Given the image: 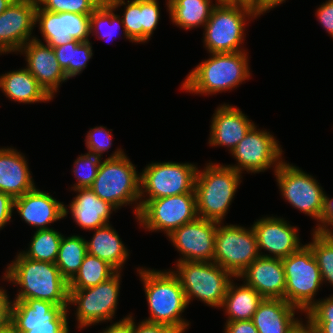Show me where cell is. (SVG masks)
I'll return each mask as SVG.
<instances>
[{
  "label": "cell",
  "instance_id": "5",
  "mask_svg": "<svg viewBox=\"0 0 333 333\" xmlns=\"http://www.w3.org/2000/svg\"><path fill=\"white\" fill-rule=\"evenodd\" d=\"M242 179L241 173L223 163L209 160L199 166L194 189L198 217L224 222Z\"/></svg>",
  "mask_w": 333,
  "mask_h": 333
},
{
  "label": "cell",
  "instance_id": "46",
  "mask_svg": "<svg viewBox=\"0 0 333 333\" xmlns=\"http://www.w3.org/2000/svg\"><path fill=\"white\" fill-rule=\"evenodd\" d=\"M5 287L0 286V330L10 325L12 299Z\"/></svg>",
  "mask_w": 333,
  "mask_h": 333
},
{
  "label": "cell",
  "instance_id": "11",
  "mask_svg": "<svg viewBox=\"0 0 333 333\" xmlns=\"http://www.w3.org/2000/svg\"><path fill=\"white\" fill-rule=\"evenodd\" d=\"M278 189L282 198L293 208L299 210L312 219L318 225L324 209L325 190L312 175L295 164L281 162L274 172Z\"/></svg>",
  "mask_w": 333,
  "mask_h": 333
},
{
  "label": "cell",
  "instance_id": "4",
  "mask_svg": "<svg viewBox=\"0 0 333 333\" xmlns=\"http://www.w3.org/2000/svg\"><path fill=\"white\" fill-rule=\"evenodd\" d=\"M140 172L121 147L102 159L90 188L117 210L131 206L135 219L140 211Z\"/></svg>",
  "mask_w": 333,
  "mask_h": 333
},
{
  "label": "cell",
  "instance_id": "35",
  "mask_svg": "<svg viewBox=\"0 0 333 333\" xmlns=\"http://www.w3.org/2000/svg\"><path fill=\"white\" fill-rule=\"evenodd\" d=\"M117 270L107 261L87 254L76 273L68 282L69 289L94 287L112 277Z\"/></svg>",
  "mask_w": 333,
  "mask_h": 333
},
{
  "label": "cell",
  "instance_id": "54",
  "mask_svg": "<svg viewBox=\"0 0 333 333\" xmlns=\"http://www.w3.org/2000/svg\"><path fill=\"white\" fill-rule=\"evenodd\" d=\"M0 333H16V332L11 325H8L4 329H1Z\"/></svg>",
  "mask_w": 333,
  "mask_h": 333
},
{
  "label": "cell",
  "instance_id": "12",
  "mask_svg": "<svg viewBox=\"0 0 333 333\" xmlns=\"http://www.w3.org/2000/svg\"><path fill=\"white\" fill-rule=\"evenodd\" d=\"M276 138L269 129H260L254 124L231 152L235 164L226 165L241 174H259L268 169L274 173L284 160L283 146Z\"/></svg>",
  "mask_w": 333,
  "mask_h": 333
},
{
  "label": "cell",
  "instance_id": "23",
  "mask_svg": "<svg viewBox=\"0 0 333 333\" xmlns=\"http://www.w3.org/2000/svg\"><path fill=\"white\" fill-rule=\"evenodd\" d=\"M64 202L57 200L48 191L37 186L21 197L14 199V212L35 230L50 229L51 223L66 219ZM50 225V226H49Z\"/></svg>",
  "mask_w": 333,
  "mask_h": 333
},
{
  "label": "cell",
  "instance_id": "17",
  "mask_svg": "<svg viewBox=\"0 0 333 333\" xmlns=\"http://www.w3.org/2000/svg\"><path fill=\"white\" fill-rule=\"evenodd\" d=\"M251 226L256 234L259 255L262 257L282 259L304 245L299 236V227L291 225L281 216L262 215L254 220Z\"/></svg>",
  "mask_w": 333,
  "mask_h": 333
},
{
  "label": "cell",
  "instance_id": "27",
  "mask_svg": "<svg viewBox=\"0 0 333 333\" xmlns=\"http://www.w3.org/2000/svg\"><path fill=\"white\" fill-rule=\"evenodd\" d=\"M28 159L20 150L10 147H0V191L13 199L32 191L36 184Z\"/></svg>",
  "mask_w": 333,
  "mask_h": 333
},
{
  "label": "cell",
  "instance_id": "40",
  "mask_svg": "<svg viewBox=\"0 0 333 333\" xmlns=\"http://www.w3.org/2000/svg\"><path fill=\"white\" fill-rule=\"evenodd\" d=\"M111 131L113 129H107L103 125L90 128L84 140L87 152L93 153L103 159V154L105 152L108 153L113 144Z\"/></svg>",
  "mask_w": 333,
  "mask_h": 333
},
{
  "label": "cell",
  "instance_id": "44",
  "mask_svg": "<svg viewBox=\"0 0 333 333\" xmlns=\"http://www.w3.org/2000/svg\"><path fill=\"white\" fill-rule=\"evenodd\" d=\"M14 199L4 192L0 191V230H4L7 224L13 222Z\"/></svg>",
  "mask_w": 333,
  "mask_h": 333
},
{
  "label": "cell",
  "instance_id": "45",
  "mask_svg": "<svg viewBox=\"0 0 333 333\" xmlns=\"http://www.w3.org/2000/svg\"><path fill=\"white\" fill-rule=\"evenodd\" d=\"M133 313H128L123 316L119 321H110V325L103 328L102 332L98 333H134V316Z\"/></svg>",
  "mask_w": 333,
  "mask_h": 333
},
{
  "label": "cell",
  "instance_id": "2",
  "mask_svg": "<svg viewBox=\"0 0 333 333\" xmlns=\"http://www.w3.org/2000/svg\"><path fill=\"white\" fill-rule=\"evenodd\" d=\"M145 298L149 323L168 325L179 333H186L191 322L184 318L189 305L178 277L171 269H151L146 266L136 268ZM183 315V316H182Z\"/></svg>",
  "mask_w": 333,
  "mask_h": 333
},
{
  "label": "cell",
  "instance_id": "13",
  "mask_svg": "<svg viewBox=\"0 0 333 333\" xmlns=\"http://www.w3.org/2000/svg\"><path fill=\"white\" fill-rule=\"evenodd\" d=\"M225 224L217 225L213 262L238 277L260 256L256 234L252 226Z\"/></svg>",
  "mask_w": 333,
  "mask_h": 333
},
{
  "label": "cell",
  "instance_id": "9",
  "mask_svg": "<svg viewBox=\"0 0 333 333\" xmlns=\"http://www.w3.org/2000/svg\"><path fill=\"white\" fill-rule=\"evenodd\" d=\"M197 163L152 161L140 171V208L149 200L195 193Z\"/></svg>",
  "mask_w": 333,
  "mask_h": 333
},
{
  "label": "cell",
  "instance_id": "41",
  "mask_svg": "<svg viewBox=\"0 0 333 333\" xmlns=\"http://www.w3.org/2000/svg\"><path fill=\"white\" fill-rule=\"evenodd\" d=\"M304 321H331L333 323V294L318 298V301L304 314Z\"/></svg>",
  "mask_w": 333,
  "mask_h": 333
},
{
  "label": "cell",
  "instance_id": "56",
  "mask_svg": "<svg viewBox=\"0 0 333 333\" xmlns=\"http://www.w3.org/2000/svg\"><path fill=\"white\" fill-rule=\"evenodd\" d=\"M113 1H115V0H99V2H100L101 4H110V3L113 2Z\"/></svg>",
  "mask_w": 333,
  "mask_h": 333
},
{
  "label": "cell",
  "instance_id": "34",
  "mask_svg": "<svg viewBox=\"0 0 333 333\" xmlns=\"http://www.w3.org/2000/svg\"><path fill=\"white\" fill-rule=\"evenodd\" d=\"M118 34H121L120 37L124 36L129 42L134 43L127 36L122 19L116 10L110 4H100L90 14V36L112 42L113 39L119 37Z\"/></svg>",
  "mask_w": 333,
  "mask_h": 333
},
{
  "label": "cell",
  "instance_id": "20",
  "mask_svg": "<svg viewBox=\"0 0 333 333\" xmlns=\"http://www.w3.org/2000/svg\"><path fill=\"white\" fill-rule=\"evenodd\" d=\"M35 35L16 53L25 58L26 69L36 78L38 83L54 99L59 88L68 79L55 56L53 47L42 43Z\"/></svg>",
  "mask_w": 333,
  "mask_h": 333
},
{
  "label": "cell",
  "instance_id": "39",
  "mask_svg": "<svg viewBox=\"0 0 333 333\" xmlns=\"http://www.w3.org/2000/svg\"><path fill=\"white\" fill-rule=\"evenodd\" d=\"M100 4L99 0H37L40 9L54 13L91 14Z\"/></svg>",
  "mask_w": 333,
  "mask_h": 333
},
{
  "label": "cell",
  "instance_id": "37",
  "mask_svg": "<svg viewBox=\"0 0 333 333\" xmlns=\"http://www.w3.org/2000/svg\"><path fill=\"white\" fill-rule=\"evenodd\" d=\"M320 269L323 285L333 287V234L311 231V242L306 243Z\"/></svg>",
  "mask_w": 333,
  "mask_h": 333
},
{
  "label": "cell",
  "instance_id": "52",
  "mask_svg": "<svg viewBox=\"0 0 333 333\" xmlns=\"http://www.w3.org/2000/svg\"><path fill=\"white\" fill-rule=\"evenodd\" d=\"M14 0H0V15L11 5Z\"/></svg>",
  "mask_w": 333,
  "mask_h": 333
},
{
  "label": "cell",
  "instance_id": "21",
  "mask_svg": "<svg viewBox=\"0 0 333 333\" xmlns=\"http://www.w3.org/2000/svg\"><path fill=\"white\" fill-rule=\"evenodd\" d=\"M114 10H121L127 36L135 44L148 43L158 29L161 19V8L158 0H115L110 3ZM123 7V10L121 8ZM121 8V9H120Z\"/></svg>",
  "mask_w": 333,
  "mask_h": 333
},
{
  "label": "cell",
  "instance_id": "16",
  "mask_svg": "<svg viewBox=\"0 0 333 333\" xmlns=\"http://www.w3.org/2000/svg\"><path fill=\"white\" fill-rule=\"evenodd\" d=\"M217 225V221L198 217L168 235L166 238L180 256L175 262H213Z\"/></svg>",
  "mask_w": 333,
  "mask_h": 333
},
{
  "label": "cell",
  "instance_id": "15",
  "mask_svg": "<svg viewBox=\"0 0 333 333\" xmlns=\"http://www.w3.org/2000/svg\"><path fill=\"white\" fill-rule=\"evenodd\" d=\"M70 312L39 299L12 300L10 325L16 333H70Z\"/></svg>",
  "mask_w": 333,
  "mask_h": 333
},
{
  "label": "cell",
  "instance_id": "53",
  "mask_svg": "<svg viewBox=\"0 0 333 333\" xmlns=\"http://www.w3.org/2000/svg\"><path fill=\"white\" fill-rule=\"evenodd\" d=\"M217 4H231L236 6V0H214Z\"/></svg>",
  "mask_w": 333,
  "mask_h": 333
},
{
  "label": "cell",
  "instance_id": "51",
  "mask_svg": "<svg viewBox=\"0 0 333 333\" xmlns=\"http://www.w3.org/2000/svg\"><path fill=\"white\" fill-rule=\"evenodd\" d=\"M287 0H263V15L269 13L270 10L280 6L285 3Z\"/></svg>",
  "mask_w": 333,
  "mask_h": 333
},
{
  "label": "cell",
  "instance_id": "7",
  "mask_svg": "<svg viewBox=\"0 0 333 333\" xmlns=\"http://www.w3.org/2000/svg\"><path fill=\"white\" fill-rule=\"evenodd\" d=\"M249 9L231 4H217L203 30V47L207 53L248 51L243 46L246 27L258 19ZM248 24V25H247Z\"/></svg>",
  "mask_w": 333,
  "mask_h": 333
},
{
  "label": "cell",
  "instance_id": "14",
  "mask_svg": "<svg viewBox=\"0 0 333 333\" xmlns=\"http://www.w3.org/2000/svg\"><path fill=\"white\" fill-rule=\"evenodd\" d=\"M197 218L196 194L186 193L147 201L140 208L136 222L145 232H163L167 237Z\"/></svg>",
  "mask_w": 333,
  "mask_h": 333
},
{
  "label": "cell",
  "instance_id": "10",
  "mask_svg": "<svg viewBox=\"0 0 333 333\" xmlns=\"http://www.w3.org/2000/svg\"><path fill=\"white\" fill-rule=\"evenodd\" d=\"M282 264L286 279L285 300L305 314L318 301L316 295L323 287L316 259L305 243L282 258Z\"/></svg>",
  "mask_w": 333,
  "mask_h": 333
},
{
  "label": "cell",
  "instance_id": "28",
  "mask_svg": "<svg viewBox=\"0 0 333 333\" xmlns=\"http://www.w3.org/2000/svg\"><path fill=\"white\" fill-rule=\"evenodd\" d=\"M0 91L15 103H49L53 100L25 66L1 74Z\"/></svg>",
  "mask_w": 333,
  "mask_h": 333
},
{
  "label": "cell",
  "instance_id": "3",
  "mask_svg": "<svg viewBox=\"0 0 333 333\" xmlns=\"http://www.w3.org/2000/svg\"><path fill=\"white\" fill-rule=\"evenodd\" d=\"M249 52L208 53L182 81L180 90L186 93L211 96L237 89L249 81Z\"/></svg>",
  "mask_w": 333,
  "mask_h": 333
},
{
  "label": "cell",
  "instance_id": "19",
  "mask_svg": "<svg viewBox=\"0 0 333 333\" xmlns=\"http://www.w3.org/2000/svg\"><path fill=\"white\" fill-rule=\"evenodd\" d=\"M35 27L43 37L42 43L51 47L67 44L71 40L90 41V14L70 12L54 13L36 9Z\"/></svg>",
  "mask_w": 333,
  "mask_h": 333
},
{
  "label": "cell",
  "instance_id": "33",
  "mask_svg": "<svg viewBox=\"0 0 333 333\" xmlns=\"http://www.w3.org/2000/svg\"><path fill=\"white\" fill-rule=\"evenodd\" d=\"M87 254L85 237L80 234H63L55 264L68 282L76 275Z\"/></svg>",
  "mask_w": 333,
  "mask_h": 333
},
{
  "label": "cell",
  "instance_id": "29",
  "mask_svg": "<svg viewBox=\"0 0 333 333\" xmlns=\"http://www.w3.org/2000/svg\"><path fill=\"white\" fill-rule=\"evenodd\" d=\"M112 225L109 223L91 230L94 233L90 240L86 239L87 253L107 261L117 271H123L126 262L131 258L130 250Z\"/></svg>",
  "mask_w": 333,
  "mask_h": 333
},
{
  "label": "cell",
  "instance_id": "8",
  "mask_svg": "<svg viewBox=\"0 0 333 333\" xmlns=\"http://www.w3.org/2000/svg\"><path fill=\"white\" fill-rule=\"evenodd\" d=\"M122 271H117L108 280L86 289H69L68 309L74 306L77 330L108 323L117 318ZM100 323V324H99Z\"/></svg>",
  "mask_w": 333,
  "mask_h": 333
},
{
  "label": "cell",
  "instance_id": "32",
  "mask_svg": "<svg viewBox=\"0 0 333 333\" xmlns=\"http://www.w3.org/2000/svg\"><path fill=\"white\" fill-rule=\"evenodd\" d=\"M92 42L71 40L67 44L54 47V53L61 68L65 71L67 79L80 75L93 58Z\"/></svg>",
  "mask_w": 333,
  "mask_h": 333
},
{
  "label": "cell",
  "instance_id": "25",
  "mask_svg": "<svg viewBox=\"0 0 333 333\" xmlns=\"http://www.w3.org/2000/svg\"><path fill=\"white\" fill-rule=\"evenodd\" d=\"M70 191H74L76 195L68 205H64V217L67 218L70 214L75 225L86 232L90 233L91 230L111 223V215L118 212L109 202L95 195L90 187Z\"/></svg>",
  "mask_w": 333,
  "mask_h": 333
},
{
  "label": "cell",
  "instance_id": "1",
  "mask_svg": "<svg viewBox=\"0 0 333 333\" xmlns=\"http://www.w3.org/2000/svg\"><path fill=\"white\" fill-rule=\"evenodd\" d=\"M7 264L2 281L17 288L13 300L39 299L58 306L69 305L68 281L55 263L28 259L21 252Z\"/></svg>",
  "mask_w": 333,
  "mask_h": 333
},
{
  "label": "cell",
  "instance_id": "55",
  "mask_svg": "<svg viewBox=\"0 0 333 333\" xmlns=\"http://www.w3.org/2000/svg\"><path fill=\"white\" fill-rule=\"evenodd\" d=\"M298 333H311V331L306 326H304Z\"/></svg>",
  "mask_w": 333,
  "mask_h": 333
},
{
  "label": "cell",
  "instance_id": "30",
  "mask_svg": "<svg viewBox=\"0 0 333 333\" xmlns=\"http://www.w3.org/2000/svg\"><path fill=\"white\" fill-rule=\"evenodd\" d=\"M232 280L227 288L222 306L225 322L251 320L260 302L264 299L254 288Z\"/></svg>",
  "mask_w": 333,
  "mask_h": 333
},
{
  "label": "cell",
  "instance_id": "18",
  "mask_svg": "<svg viewBox=\"0 0 333 333\" xmlns=\"http://www.w3.org/2000/svg\"><path fill=\"white\" fill-rule=\"evenodd\" d=\"M36 9L37 0H14L0 15V56L16 54L34 39Z\"/></svg>",
  "mask_w": 333,
  "mask_h": 333
},
{
  "label": "cell",
  "instance_id": "22",
  "mask_svg": "<svg viewBox=\"0 0 333 333\" xmlns=\"http://www.w3.org/2000/svg\"><path fill=\"white\" fill-rule=\"evenodd\" d=\"M210 123L209 146L224 147L230 154L255 124L242 109L229 103L219 104L214 109Z\"/></svg>",
  "mask_w": 333,
  "mask_h": 333
},
{
  "label": "cell",
  "instance_id": "26",
  "mask_svg": "<svg viewBox=\"0 0 333 333\" xmlns=\"http://www.w3.org/2000/svg\"><path fill=\"white\" fill-rule=\"evenodd\" d=\"M263 298L285 300L286 279L282 259L259 256L238 277Z\"/></svg>",
  "mask_w": 333,
  "mask_h": 333
},
{
  "label": "cell",
  "instance_id": "36",
  "mask_svg": "<svg viewBox=\"0 0 333 333\" xmlns=\"http://www.w3.org/2000/svg\"><path fill=\"white\" fill-rule=\"evenodd\" d=\"M26 250L20 252L28 259L55 263L63 233L53 228L33 232Z\"/></svg>",
  "mask_w": 333,
  "mask_h": 333
},
{
  "label": "cell",
  "instance_id": "42",
  "mask_svg": "<svg viewBox=\"0 0 333 333\" xmlns=\"http://www.w3.org/2000/svg\"><path fill=\"white\" fill-rule=\"evenodd\" d=\"M316 20L329 34L331 39L333 38V0H326L321 3L315 10Z\"/></svg>",
  "mask_w": 333,
  "mask_h": 333
},
{
  "label": "cell",
  "instance_id": "24",
  "mask_svg": "<svg viewBox=\"0 0 333 333\" xmlns=\"http://www.w3.org/2000/svg\"><path fill=\"white\" fill-rule=\"evenodd\" d=\"M296 314L303 312L286 300L264 298L251 320L258 333H298L305 322Z\"/></svg>",
  "mask_w": 333,
  "mask_h": 333
},
{
  "label": "cell",
  "instance_id": "48",
  "mask_svg": "<svg viewBox=\"0 0 333 333\" xmlns=\"http://www.w3.org/2000/svg\"><path fill=\"white\" fill-rule=\"evenodd\" d=\"M223 333H258L252 320L224 322Z\"/></svg>",
  "mask_w": 333,
  "mask_h": 333
},
{
  "label": "cell",
  "instance_id": "43",
  "mask_svg": "<svg viewBox=\"0 0 333 333\" xmlns=\"http://www.w3.org/2000/svg\"><path fill=\"white\" fill-rule=\"evenodd\" d=\"M312 230L320 233L333 232V197L330 198L326 191L324 194V209L320 223L312 228Z\"/></svg>",
  "mask_w": 333,
  "mask_h": 333
},
{
  "label": "cell",
  "instance_id": "38",
  "mask_svg": "<svg viewBox=\"0 0 333 333\" xmlns=\"http://www.w3.org/2000/svg\"><path fill=\"white\" fill-rule=\"evenodd\" d=\"M102 158L93 153H84L78 155L73 163L72 173L76 181L71 187V190L77 188H89L95 180Z\"/></svg>",
  "mask_w": 333,
  "mask_h": 333
},
{
  "label": "cell",
  "instance_id": "6",
  "mask_svg": "<svg viewBox=\"0 0 333 333\" xmlns=\"http://www.w3.org/2000/svg\"><path fill=\"white\" fill-rule=\"evenodd\" d=\"M170 268L178 277L188 305L197 300L220 309L227 288L235 278L214 262L183 261Z\"/></svg>",
  "mask_w": 333,
  "mask_h": 333
},
{
  "label": "cell",
  "instance_id": "50",
  "mask_svg": "<svg viewBox=\"0 0 333 333\" xmlns=\"http://www.w3.org/2000/svg\"><path fill=\"white\" fill-rule=\"evenodd\" d=\"M236 6L249 9L259 18L263 15V0H236Z\"/></svg>",
  "mask_w": 333,
  "mask_h": 333
},
{
  "label": "cell",
  "instance_id": "47",
  "mask_svg": "<svg viewBox=\"0 0 333 333\" xmlns=\"http://www.w3.org/2000/svg\"><path fill=\"white\" fill-rule=\"evenodd\" d=\"M134 317V333H179L174 328L157 323H149L144 320L136 322Z\"/></svg>",
  "mask_w": 333,
  "mask_h": 333
},
{
  "label": "cell",
  "instance_id": "31",
  "mask_svg": "<svg viewBox=\"0 0 333 333\" xmlns=\"http://www.w3.org/2000/svg\"><path fill=\"white\" fill-rule=\"evenodd\" d=\"M166 11L173 25L185 31L204 28L213 8V0H165ZM214 2V3H213Z\"/></svg>",
  "mask_w": 333,
  "mask_h": 333
},
{
  "label": "cell",
  "instance_id": "49",
  "mask_svg": "<svg viewBox=\"0 0 333 333\" xmlns=\"http://www.w3.org/2000/svg\"><path fill=\"white\" fill-rule=\"evenodd\" d=\"M305 326L311 333H333L331 321H305Z\"/></svg>",
  "mask_w": 333,
  "mask_h": 333
}]
</instances>
